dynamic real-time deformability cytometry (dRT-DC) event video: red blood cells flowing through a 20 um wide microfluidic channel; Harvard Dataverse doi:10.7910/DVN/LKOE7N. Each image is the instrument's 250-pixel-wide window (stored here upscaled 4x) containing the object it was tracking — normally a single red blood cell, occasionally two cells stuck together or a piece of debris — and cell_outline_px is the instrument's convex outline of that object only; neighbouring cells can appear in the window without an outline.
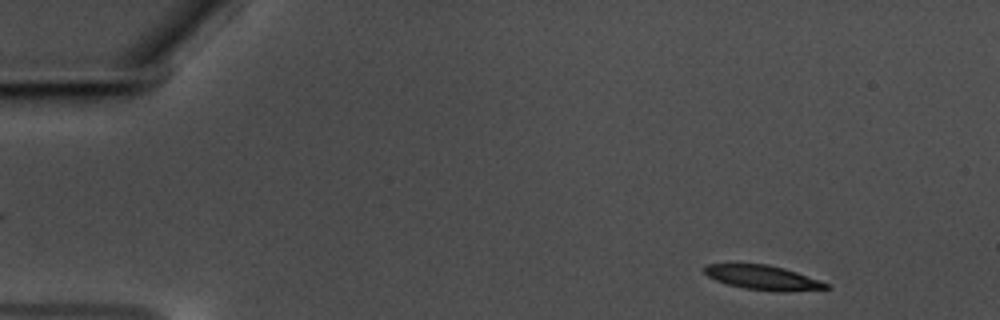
{"species": "common noctule bat (a hibernating species)", "species_latin": "Nyctalus noctula", "temperature_condition": "warm", "stored_images_in_passage": 54, "camera_frame_rate_fps": 3000, "um_per_image_px": 0.085, "animal": {"sex": "male", "body_mass_g": 17.5, "forearm_length_mm": 52.3}, "frame": {"image": 1, "passage_image": 3, "time_ms": 0.667, "image_size_px": [1000, 320], "cell_outline_px": [[832, 288], [780, 292], [776, 292], [744, 288], [728, 284], [716, 280], [708, 276], [704, 272], [704, 264], [768, 264], [784, 268], [796, 272], [828, 284]], "centroid_in_image_um": [64.83, 23.59], "position_along_channel_um": 20.2, "area_um2": 17.17}}
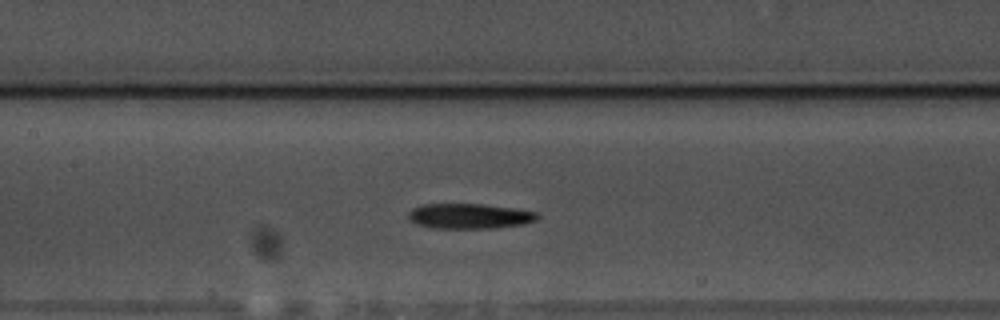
{"frame": {"image": 2, "passage_image": 24, "time_ms": 7.667, "image_size_px": [1000, 320], "cell_outline_px": [[540, 216], [536, 220], [524, 224], [496, 228], [432, 228], [416, 224], [408, 216], [408, 212], [412, 208], [420, 204], [480, 204], [512, 208], [536, 212]], "centroid_in_image_um": [39.89, 18.37], "position_along_channel_um": 167.5, "area_um2": 18.9}}
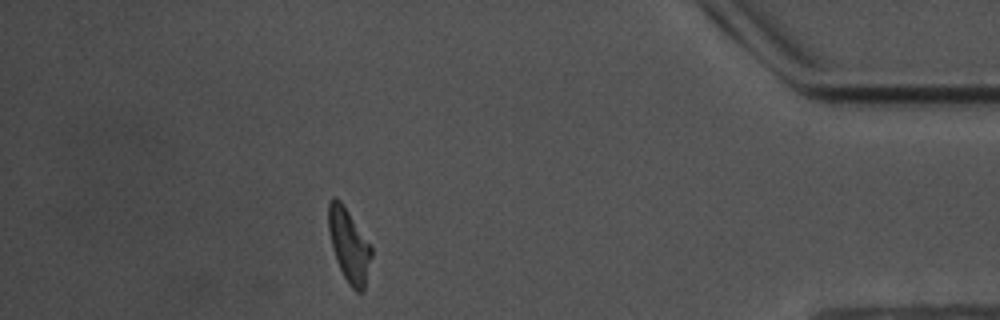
{"frame": {"image": 3, "passage_image": 48, "time_ms": 15.667, "image_size_px": [1000, 320], "cell_outline_px": [[372, 256], [364, 292], [356, 292], [348, 284], [336, 260], [332, 248], [328, 232], [328, 200], [332, 196], [336, 196], [340, 200], [372, 244]], "centroid_in_image_um": [29.67, 20.83], "position_along_channel_um": 405.5, "area_um2": 18.79}, "authors_computed_cell_mechanics": {"area_um2": 18.6983, "velocity_mm_per_s": 3.5244, "shape_relaxation_time_tau1_ms": 7.2898, "shape_relaxation_time_tau2_ms": 4.8774, "deformation_change_tau1": 0.1826, "deformation_change_tau2": 0.1446}}